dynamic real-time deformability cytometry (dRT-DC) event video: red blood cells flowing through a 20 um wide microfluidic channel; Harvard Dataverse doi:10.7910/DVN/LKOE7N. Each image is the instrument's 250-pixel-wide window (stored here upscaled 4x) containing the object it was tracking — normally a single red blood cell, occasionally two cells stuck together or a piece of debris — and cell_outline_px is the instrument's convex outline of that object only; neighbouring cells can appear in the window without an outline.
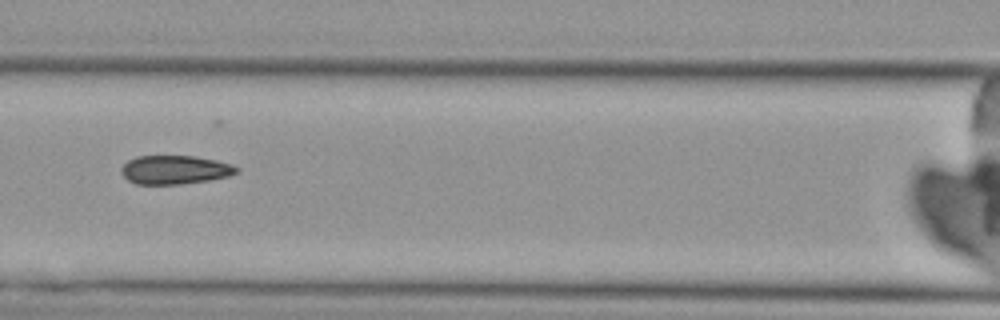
{"species": "Egyptian fruit bat (a non-hibernating species)", "species_latin": "Rousettus aegyptiacus", "temperature_condition": "cold", "stored_images_in_passage": 9, "camera_frame_rate_fps": 3000, "um_per_image_px": 0.085, "animal": {"sex": "female"}, "frame": {"image": 1, "passage_image": 7, "time_ms": 8.0, "image_size_px": [1000, 320], "cell_outline_px": [[240, 168], [236, 172], [228, 176], [208, 180], [180, 184], [136, 184], [128, 180], [120, 172], [120, 168], [128, 160], [136, 156], [196, 156], [216, 160], [232, 164]], "centroid_in_image_um": [14.84, 14.42], "position_along_channel_um": 151.8, "area_um2": 19.31}}
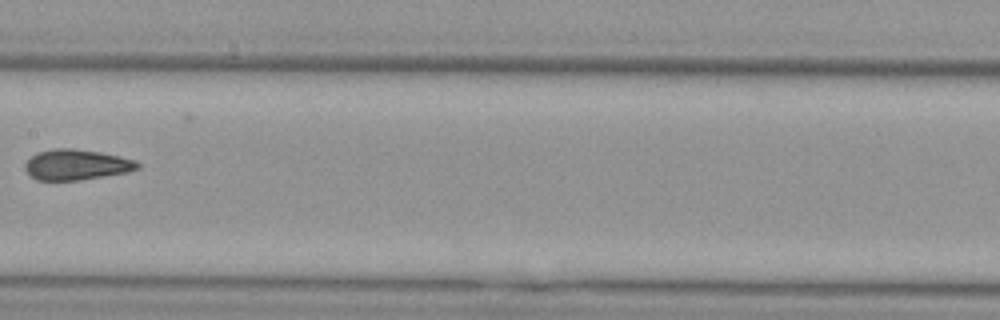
{"frame": {"image": 2, "passage_image": 8, "time_ms": 9.333, "image_size_px": [1000, 320], "cell_outline_px": [[140, 168], [128, 172], [80, 180], [36, 180], [24, 168], [24, 164], [36, 152], [52, 148], [72, 148], [100, 152], [120, 156], [136, 160], [140, 164]], "centroid_in_image_um": [6.51, 13.99], "position_along_channel_um": 200.9, "area_um2": 20.11}}
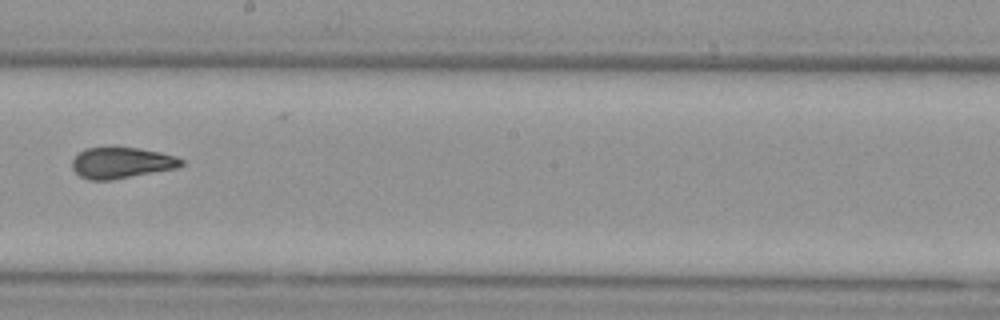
{"frame": {"image": 3, "passage_image": 9, "time_ms": 10.333, "image_size_px": [1000, 320], "cell_outline_px": [[184, 164], [176, 168], [112, 180], [88, 180], [80, 176], [72, 168], [72, 160], [84, 148], [140, 148], [160, 152], [176, 156], [184, 160]], "centroid_in_image_um": [10.34, 13.85], "position_along_channel_um": 237.9, "area_um2": 19.65}}